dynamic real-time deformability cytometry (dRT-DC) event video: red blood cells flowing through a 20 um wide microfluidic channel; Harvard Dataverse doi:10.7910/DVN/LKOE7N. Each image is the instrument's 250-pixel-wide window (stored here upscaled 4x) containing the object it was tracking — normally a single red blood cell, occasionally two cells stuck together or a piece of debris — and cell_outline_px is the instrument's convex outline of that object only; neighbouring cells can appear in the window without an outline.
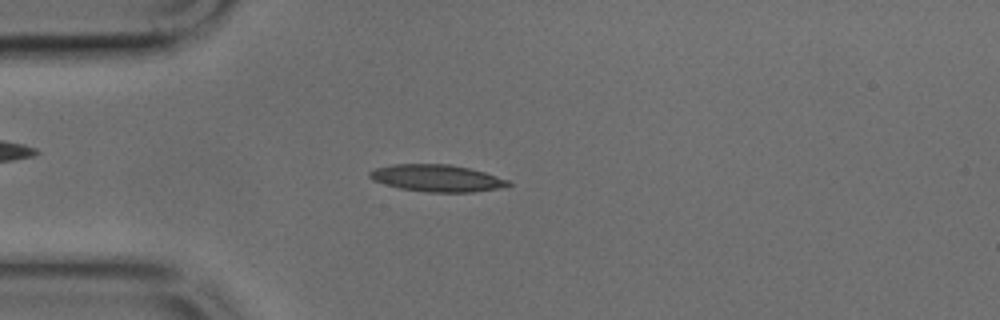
{"species": "common noctule bat (a hibernating species)", "species_latin": "Nyctalus noctula", "temperature_condition": "cold", "stored_images_in_passage": 34, "camera_frame_rate_fps": 3000, "um_per_image_px": 0.085, "animal": {"sex": "male", "body_mass_g": 17.9, "forearm_length_mm": 54.2}, "frame": {"image": 1, "passage_image": 8, "time_ms": 2.333, "image_size_px": [1000, 320], "cell_outline_px": [[512, 184], [500, 188], [472, 192], [428, 192], [400, 188], [384, 184], [372, 180], [368, 176], [368, 172], [376, 168], [392, 164], [448, 164], [468, 168], [484, 172], [508, 180]], "centroid_in_image_um": [37.1, 15.14], "position_along_channel_um": 47.9, "area_um2": 21.68}}
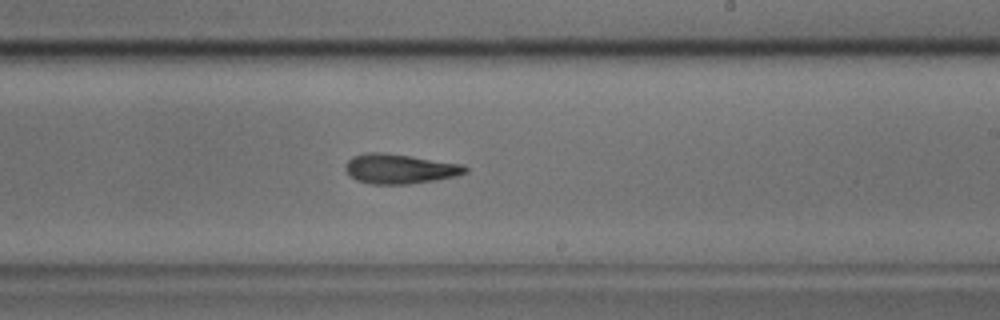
{"frame": {"image": 2, "passage_image": 24, "time_ms": 7.667, "image_size_px": [1000, 320], "cell_outline_px": [[468, 172], [456, 176], [436, 180], [408, 184], [372, 184], [356, 180], [348, 176], [344, 168], [344, 164], [352, 156], [368, 152], [384, 152], [412, 156], [464, 164], [468, 168]], "centroid_in_image_um": [33.96, 14.34], "position_along_channel_um": 255.0, "area_um2": 21.1}}
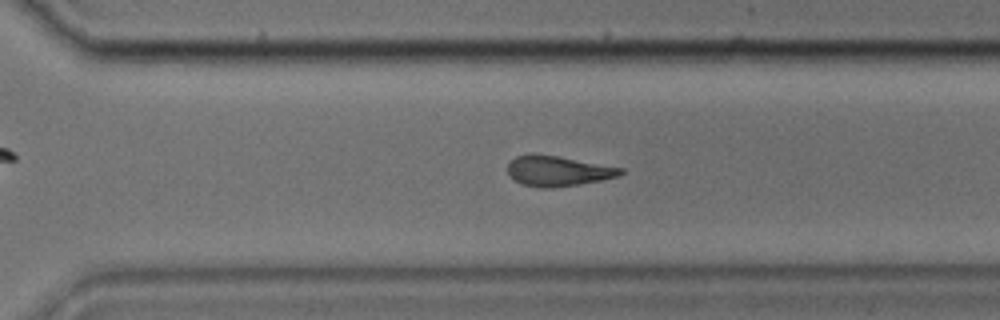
{"frame": {"image": 3, "passage_image": 29, "time_ms": 9.333, "image_size_px": [1000, 320], "cell_outline_px": [[624, 172], [620, 176], [600, 180], [576, 184], [548, 188], [540, 188], [520, 184], [508, 172], [508, 164], [516, 156], [532, 152], [556, 156], [624, 168]], "centroid_in_image_um": [47.41, 14.52], "position_along_channel_um": 323.2, "area_um2": 19.77}}